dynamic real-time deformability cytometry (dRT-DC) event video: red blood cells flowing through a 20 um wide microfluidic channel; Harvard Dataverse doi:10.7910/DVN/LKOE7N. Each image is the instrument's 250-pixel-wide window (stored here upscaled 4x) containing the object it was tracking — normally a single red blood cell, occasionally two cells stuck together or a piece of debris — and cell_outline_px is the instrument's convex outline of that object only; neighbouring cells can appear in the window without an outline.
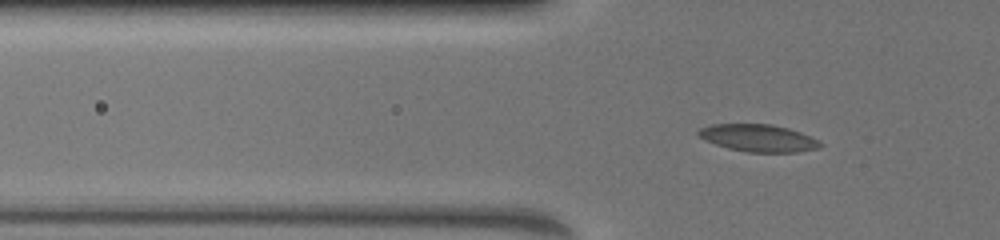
{"species": "common noctule bat (a hibernating species)", "species_latin": "Nyctalus noctula", "temperature_condition": "warm", "stored_images_in_passage": 53, "camera_frame_rate_fps": 3000, "um_per_image_px": 0.085, "animal": {"sex": "female", "body_mass_g": 19.5, "forearm_length_mm": 54.1}, "frame": {"image": 1, "passage_image": 25, "time_ms": 6.333, "image_size_px": [1000, 240], "cell_outline_px": [[824, 144], [816, 148], [796, 152], [748, 152], [728, 148], [716, 144], [700, 136], [696, 132], [700, 128], [712, 124], [772, 124], [788, 128], [800, 132]], "centroid_in_image_um": [64.44, 11.72], "position_along_channel_um": 61.4, "area_um2": 19.02}}
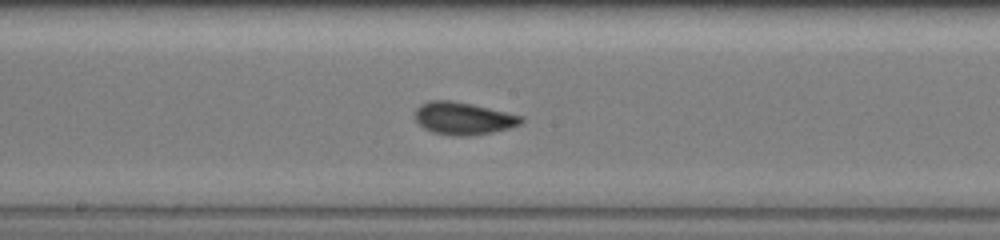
{"frame": {"image": 2, "passage_image": 38, "time_ms": 10.333, "image_size_px": [1000, 240], "cell_outline_px": [[524, 120], [520, 124], [508, 128], [492, 132], [468, 136], [456, 136], [432, 132], [424, 128], [416, 120], [416, 108], [420, 104], [428, 100], [452, 100], [472, 104], [524, 116]], "centroid_in_image_um": [39.38, 10.05], "position_along_channel_um": 208.8, "area_um2": 20.06}}
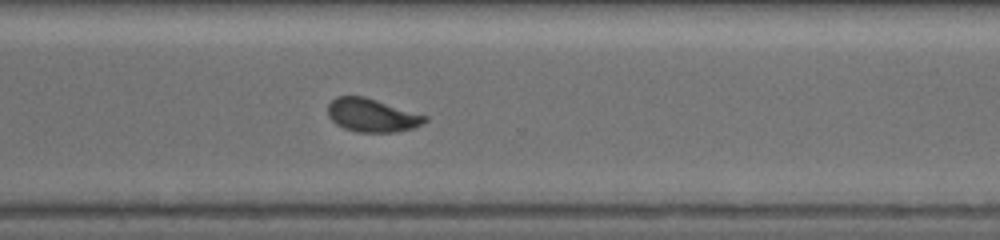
{"frame": {"image": 3, "passage_image": 52, "time_ms": 13.667, "image_size_px": [1000, 240], "cell_outline_px": [[428, 120], [412, 128], [396, 132], [356, 132], [344, 128], [336, 124], [328, 116], [328, 104], [336, 96], [364, 96], [428, 116]], "centroid_in_image_um": [31.6, 9.8], "position_along_channel_um": 339.0, "area_um2": 18.79}}